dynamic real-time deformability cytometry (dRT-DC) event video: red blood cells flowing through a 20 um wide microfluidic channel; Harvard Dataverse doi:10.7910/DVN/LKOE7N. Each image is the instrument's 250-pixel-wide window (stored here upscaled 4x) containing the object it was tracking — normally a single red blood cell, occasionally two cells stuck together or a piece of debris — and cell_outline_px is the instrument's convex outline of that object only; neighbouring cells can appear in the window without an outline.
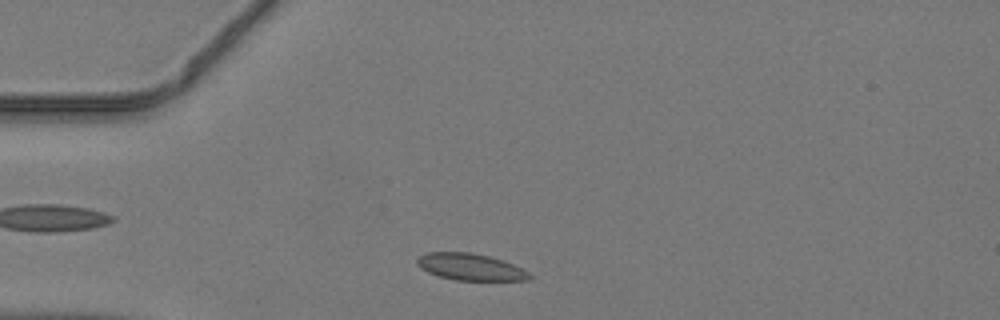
{"species": "common noctule bat (a hibernating species)", "species_latin": "Nyctalus noctula", "temperature_condition": "warm", "stored_images_in_passage": 38, "camera_frame_rate_fps": 3000, "um_per_image_px": 0.085, "animal": {"sex": "male", "body_mass_g": 19.2, "forearm_length_mm": 51.8}, "frame": {"image": 1, "passage_image": 3, "time_ms": 0.667, "image_size_px": [1000, 320], "cell_outline_px": [[532, 276], [528, 280], [456, 280], [440, 276], [428, 272], [420, 268], [416, 264], [416, 256], [424, 252], [472, 252], [504, 260], [528, 272]], "centroid_in_image_um": [39.92, 22.67], "position_along_channel_um": 45.1, "area_um2": 17.57}}
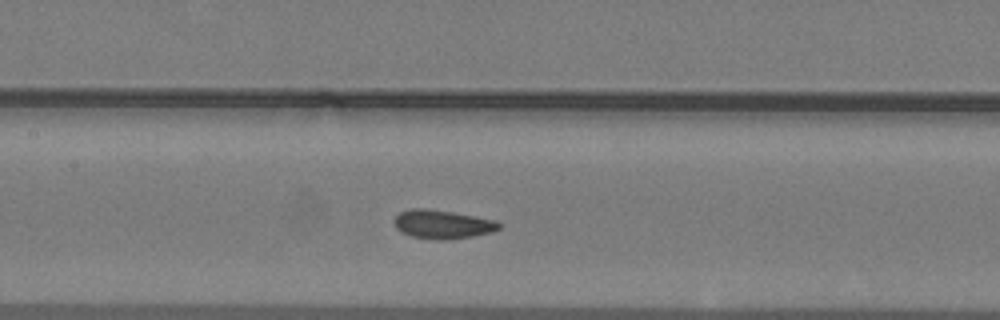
{"frame": {"image": 2, "passage_image": 13, "time_ms": 4.0, "image_size_px": [1000, 320], "cell_outline_px": [[504, 224], [500, 228], [492, 232], [472, 236], [444, 240], [432, 240], [412, 236], [400, 232], [396, 228], [392, 220], [400, 212], [412, 208], [428, 208], [476, 216], [496, 220]], "centroid_in_image_um": [37.61, 19.06], "position_along_channel_um": 169.8, "area_um2": 17.8}}
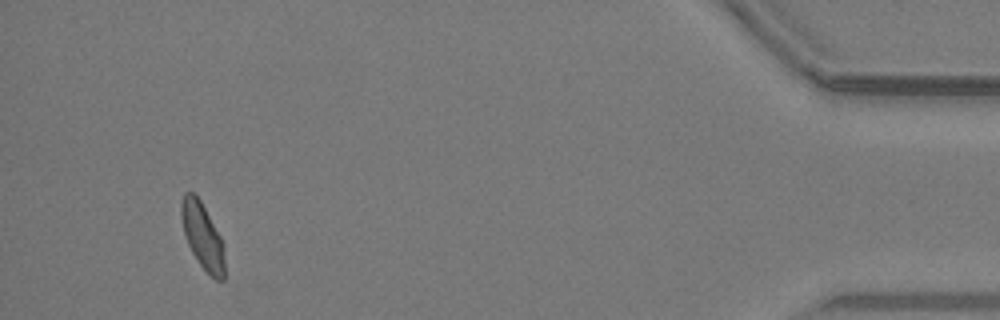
{"frame": {"image": 3, "passage_image": 35, "time_ms": 11.333, "image_size_px": [1000, 320], "cell_outline_px": [[224, 280], [216, 280], [200, 264], [192, 252], [188, 244], [184, 232], [180, 216], [180, 204], [184, 192], [192, 192], [200, 200], [220, 236], [224, 244]], "centroid_in_image_um": [17.2, 20.04], "position_along_channel_um": 418.0, "area_um2": 16.47}}